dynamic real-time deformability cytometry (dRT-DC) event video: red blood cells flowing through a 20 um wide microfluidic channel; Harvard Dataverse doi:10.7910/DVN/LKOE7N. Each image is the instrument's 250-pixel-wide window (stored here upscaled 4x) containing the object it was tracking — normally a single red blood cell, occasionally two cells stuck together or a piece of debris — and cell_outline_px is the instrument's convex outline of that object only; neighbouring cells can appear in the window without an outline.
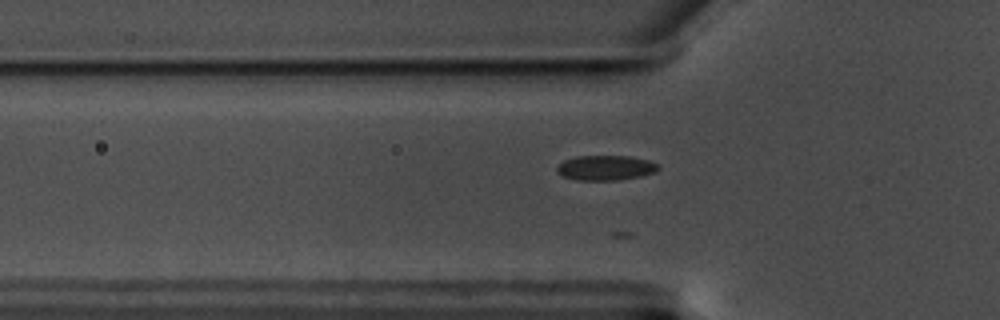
{"species": "common noctule bat (a hibernating species)", "species_latin": "Nyctalus noctula", "temperature_condition": "warm", "stored_images_in_passage": 19, "camera_frame_rate_fps": 3000, "um_per_image_px": 0.085, "animal": {"sex": "male", "body_mass_g": 17.5, "forearm_length_mm": 52.3}, "frame": {"image": 1, "passage_image": 10, "time_ms": 3.0, "image_size_px": [1000, 320], "cell_outline_px": [[660, 168], [656, 172], [640, 176], [616, 180], [576, 180], [564, 176], [556, 172], [556, 168], [564, 160], [576, 156], [628, 156], [648, 160], [660, 164]], "centroid_in_image_um": [51.5, 14.26], "position_along_channel_um": 74.3, "area_um2": 14.74}}
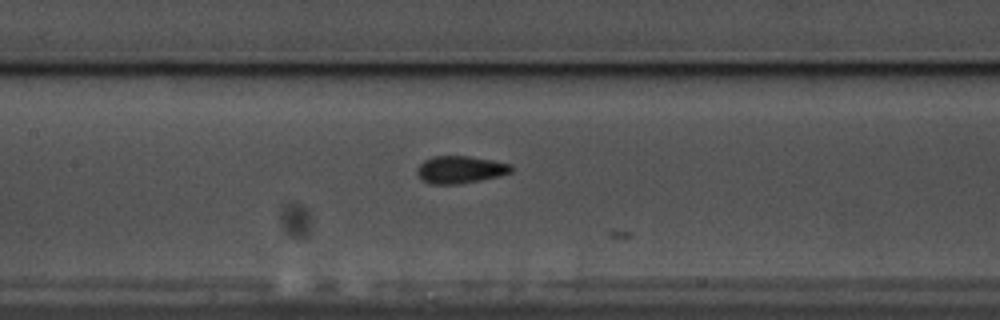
{"frame": {"image": 2, "passage_image": 18, "time_ms": 5.667, "image_size_px": [1000, 320], "cell_outline_px": [[516, 168], [512, 172], [500, 176], [460, 184], [432, 184], [420, 180], [416, 176], [416, 168], [424, 160], [432, 156], [468, 156], [492, 160], [512, 164]], "centroid_in_image_um": [39.12, 14.42], "position_along_channel_um": 168.3, "area_um2": 15.37}}